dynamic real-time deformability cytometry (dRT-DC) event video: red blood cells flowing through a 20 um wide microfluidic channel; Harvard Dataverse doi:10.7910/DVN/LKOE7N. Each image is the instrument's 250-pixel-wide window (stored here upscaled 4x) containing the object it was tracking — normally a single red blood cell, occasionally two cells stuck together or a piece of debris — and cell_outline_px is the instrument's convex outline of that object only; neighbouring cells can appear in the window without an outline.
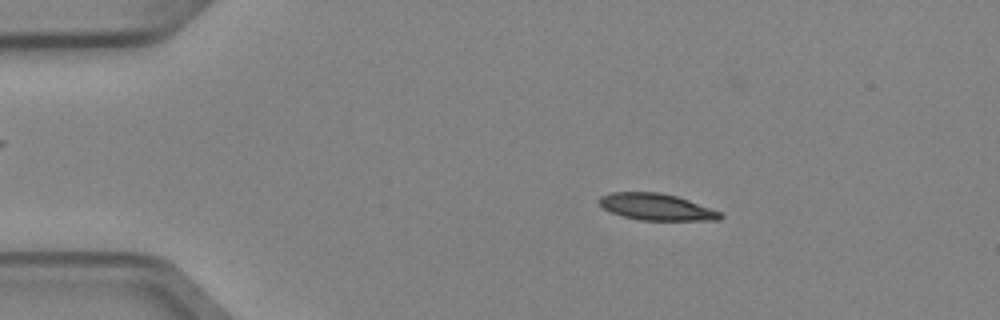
{"species": "Egyptian fruit bat (a non-hibernating species)", "species_latin": "Rousettus aegyptiacus", "temperature_condition": "cold", "stored_images_in_passage": 6, "camera_frame_rate_fps": 3000, "um_per_image_px": 0.085, "animal": {"sex": "female"}, "frame": {"image": 1, "passage_image": 3, "time_ms": 0.667, "image_size_px": [1000, 320], "cell_outline_px": [[724, 216], [720, 220], [640, 220], [624, 216], [612, 212], [604, 208], [596, 200], [600, 196], [612, 192], [660, 192], [676, 196], [688, 200], [720, 212]], "centroid_in_image_um": [55.77, 17.58], "position_along_channel_um": 29.2, "area_um2": 18.61}}
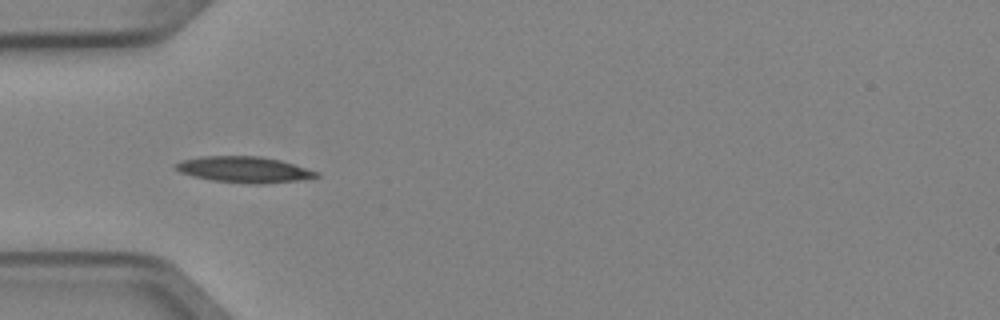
{"frame": {"image": 2, "passage_image": 5, "time_ms": 1.333, "image_size_px": [1000, 320], "cell_outline_px": [[320, 176], [296, 180], [260, 184], [252, 184], [212, 180], [192, 176], [180, 172], [176, 168], [176, 164], [180, 160], [204, 156], [260, 156], [280, 160], [320, 172]], "centroid_in_image_um": [20.75, 14.41], "position_along_channel_um": 64.3, "area_um2": 21.15}}
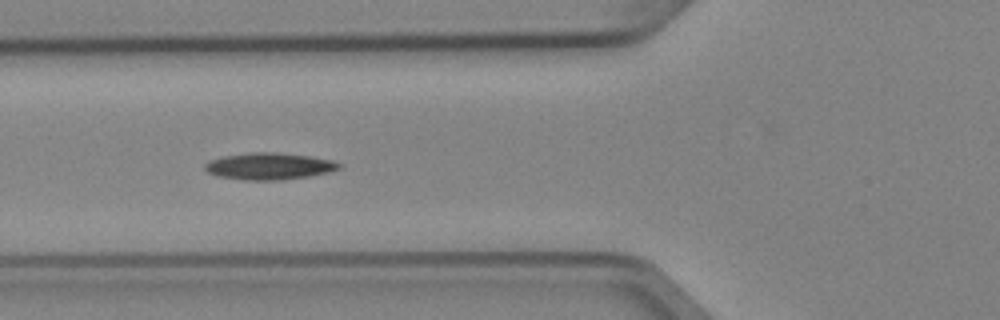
{"frame": {"image": 3, "passage_image": 6, "time_ms": 1.667, "image_size_px": [1000, 320], "cell_outline_px": [[344, 164], [340, 168], [328, 172], [308, 176], [284, 180], [244, 180], [216, 176], [208, 172], [204, 168], [204, 164], [208, 160], [224, 156], [252, 152], [276, 152], [308, 156], [332, 160]], "centroid_in_image_um": [22.86, 14.13], "position_along_channel_um": 102.9, "area_um2": 21.04}}